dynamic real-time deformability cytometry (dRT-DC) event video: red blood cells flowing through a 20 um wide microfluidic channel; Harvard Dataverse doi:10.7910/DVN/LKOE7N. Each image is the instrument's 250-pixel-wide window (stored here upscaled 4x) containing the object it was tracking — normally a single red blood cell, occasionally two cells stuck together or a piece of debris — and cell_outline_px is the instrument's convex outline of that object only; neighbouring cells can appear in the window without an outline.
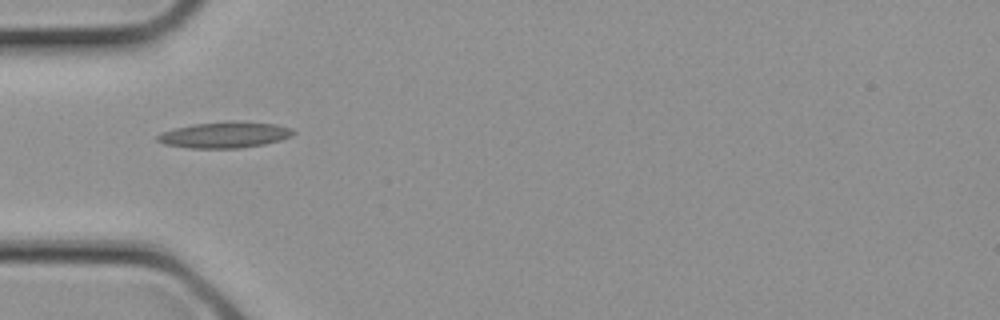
{"species": "common noctule bat (a hibernating species)", "species_latin": "Nyctalus noctula", "temperature_condition": "cold", "stored_images_in_passage": 4, "camera_frame_rate_fps": 3000, "um_per_image_px": 0.085, "animal": {"sex": "female", "body_mass_g": 21.9}, "frame": {"image": 1, "passage_image": 1, "time_ms": 0.0, "image_size_px": [1000, 320], "cell_outline_px": [[296, 132], [292, 136], [280, 140], [264, 144], [240, 148], [188, 148], [164, 144], [156, 140], [156, 136], [164, 132], [176, 128], [192, 124], [232, 120], [276, 124], [292, 128]], "centroid_in_image_um": [19.13, 11.45], "position_along_channel_um": 65.9, "area_um2": 20.75}}
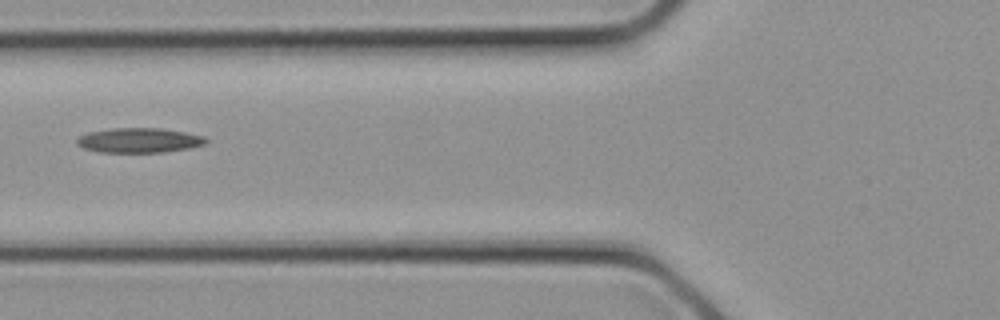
{"frame": {"image": 2, "passage_image": 3, "time_ms": 0.667, "image_size_px": [1000, 320], "cell_outline_px": [[208, 144], [188, 148], [164, 152], [100, 152], [84, 148], [76, 144], [76, 140], [80, 136], [88, 132], [112, 128], [160, 128], [184, 132], [204, 136], [208, 140]], "centroid_in_image_um": [11.84, 11.92], "position_along_channel_um": 114.0, "area_um2": 18.61}}